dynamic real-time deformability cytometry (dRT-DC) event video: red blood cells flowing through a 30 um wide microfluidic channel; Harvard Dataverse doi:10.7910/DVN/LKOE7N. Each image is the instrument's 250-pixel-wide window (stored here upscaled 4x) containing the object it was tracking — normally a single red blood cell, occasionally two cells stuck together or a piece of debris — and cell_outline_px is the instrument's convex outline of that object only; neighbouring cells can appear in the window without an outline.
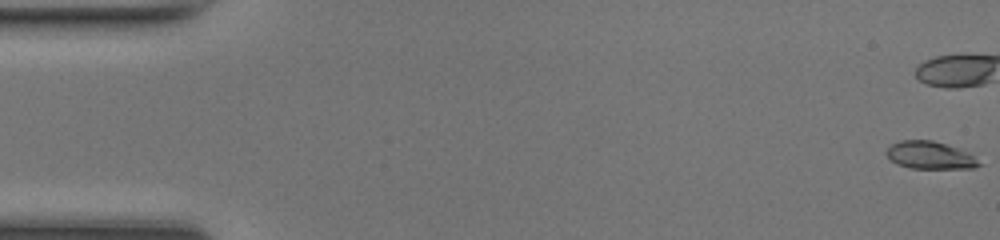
{"species": "common noctule bat (a hibernating species)", "species_latin": "Nyctalus noctula", "temperature_condition": "room temperature", "stored_images_in_passage": 50, "camera_frame_rate_fps": 3000, "um_per_image_px": 0.085, "animal": {"sex": "female", "body_mass_g": 17.0, "forearm_length_mm": 48.0}, "frame": {"image": 1, "passage_image": 1, "time_ms": 0.0, "image_size_px": [1000, 240], "cell_outline_px": [[984, 164], [976, 168], [912, 168], [896, 164], [884, 152], [892, 144], [900, 140], [932, 140], [972, 152]], "centroid_in_image_um": [79.14, 13.2], "position_along_channel_um": 5.9, "area_um2": 15.14}}
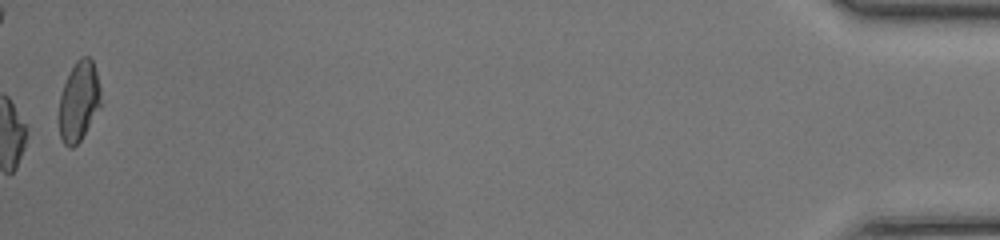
{"frame": {"image": 2, "passage_image": 50, "time_ms": 16.333, "image_size_px": [1000, 240], "cell_outline_px": [[100, 108], [80, 140], [72, 148], [68, 148], [60, 140], [56, 116], [60, 96], [64, 84], [76, 60], [80, 56], [88, 56], [92, 60], [96, 72], [100, 88]], "centroid_in_image_um": [6.65, 8.66], "position_along_channel_um": 428.5, "area_um2": 19.83}, "authors_computed_cell_mechanics": {"area_um2": 16.7909, "velocity_mm_per_s": 4.3064, "shape_relaxation_time_tau1_ms": 4.0204, "shape_relaxation_time_tau2_ms": 1.633, "deformation_change_tau1": 0.1768, "deformation_change_tau2": 0.073}}